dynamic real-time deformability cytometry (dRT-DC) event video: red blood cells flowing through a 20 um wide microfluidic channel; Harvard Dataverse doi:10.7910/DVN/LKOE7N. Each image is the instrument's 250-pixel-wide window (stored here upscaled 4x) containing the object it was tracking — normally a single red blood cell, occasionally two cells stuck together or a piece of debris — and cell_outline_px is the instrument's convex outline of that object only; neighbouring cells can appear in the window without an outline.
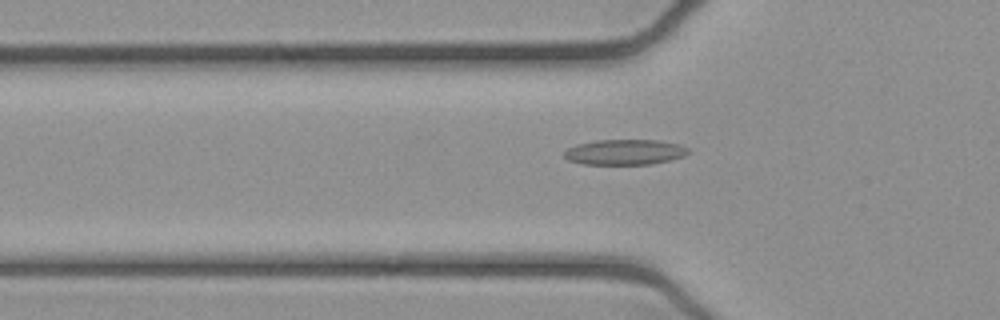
{"species": "common noctule bat (a hibernating species)", "species_latin": "Nyctalus noctula", "temperature_condition": "cold", "stored_images_in_passage": 52, "camera_frame_rate_fps": 3000, "um_per_image_px": 0.085, "animal": {"sex": "female", "body_mass_g": 21.9}, "frame": {"image": 1, "passage_image": 17, "time_ms": 5.333, "image_size_px": [1000, 320], "cell_outline_px": [[692, 152], [684, 156], [668, 160], [648, 164], [584, 164], [568, 160], [564, 156], [564, 152], [568, 148], [576, 144], [596, 140], [656, 140], [680, 144], [688, 148]], "centroid_in_image_um": [53.12, 12.92], "position_along_channel_um": 72.7, "area_um2": 18.32}}
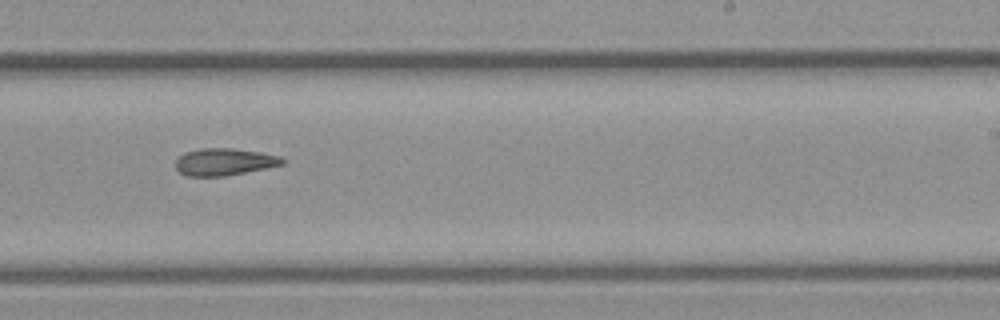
{"frame": {"image": 2, "passage_image": 32, "time_ms": 10.333, "image_size_px": [1000, 320], "cell_outline_px": [[284, 164], [224, 176], [188, 176], [180, 172], [176, 168], [176, 160], [184, 152], [200, 148], [232, 148], [260, 152], [280, 156], [284, 160]], "centroid_in_image_um": [19.04, 13.75], "position_along_channel_um": 270.0, "area_um2": 16.7}}
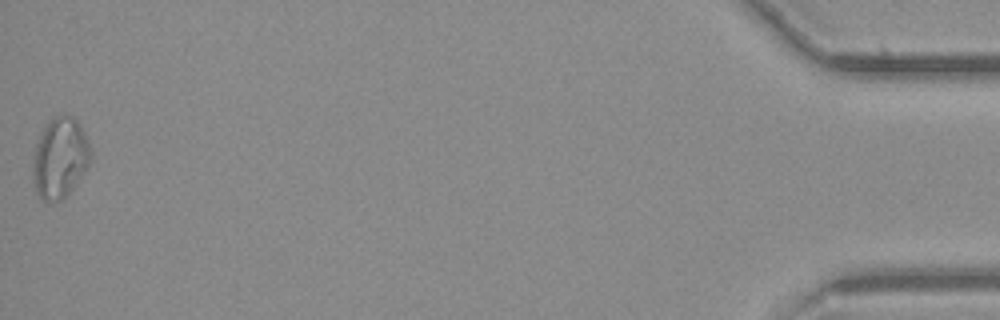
{"frame": {"image": 3, "passage_image": 52, "time_ms": 17.0, "image_size_px": [1000, 320], "cell_outline_px": [[92, 160], [76, 184], [60, 200], [40, 200], [36, 192], [32, 180], [32, 168], [36, 144], [48, 120], [52, 116], [64, 112], [72, 116], [80, 124], [84, 132], [92, 152]], "centroid_in_image_um": [5.1, 13.38], "position_along_channel_um": 430.1, "area_um2": 27.34}}